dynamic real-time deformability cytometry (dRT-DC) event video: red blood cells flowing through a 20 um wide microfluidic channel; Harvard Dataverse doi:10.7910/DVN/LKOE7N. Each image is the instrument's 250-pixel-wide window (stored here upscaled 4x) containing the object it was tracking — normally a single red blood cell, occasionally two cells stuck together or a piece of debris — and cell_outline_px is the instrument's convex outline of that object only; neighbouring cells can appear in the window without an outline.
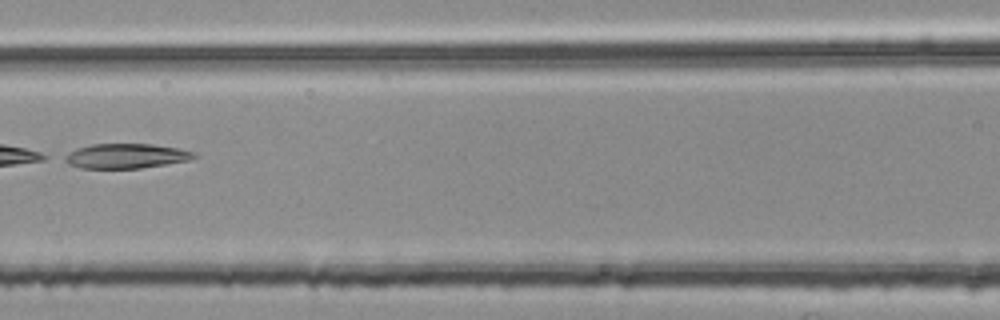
{"species": "common noctule bat (a hibernating species)", "species_latin": "Nyctalus noctula", "temperature_condition": "room temperature", "stored_images_in_passage": 5, "camera_frame_rate_fps": 3000, "um_per_image_px": 0.085, "animal": {"sex": "female", "body_mass_g": 25.1}, "frame": {"image": 1, "passage_image": 5, "time_ms": 1.333, "image_size_px": [1000, 320], "cell_outline_px": [[200, 156], [188, 160], [140, 168], [80, 168], [68, 164], [60, 160], [60, 156], [76, 148], [92, 144], [152, 144], [180, 148], [196, 152]], "centroid_in_image_um": [10.65, 13.25], "position_along_channel_um": 155.9, "area_um2": 18.96}}